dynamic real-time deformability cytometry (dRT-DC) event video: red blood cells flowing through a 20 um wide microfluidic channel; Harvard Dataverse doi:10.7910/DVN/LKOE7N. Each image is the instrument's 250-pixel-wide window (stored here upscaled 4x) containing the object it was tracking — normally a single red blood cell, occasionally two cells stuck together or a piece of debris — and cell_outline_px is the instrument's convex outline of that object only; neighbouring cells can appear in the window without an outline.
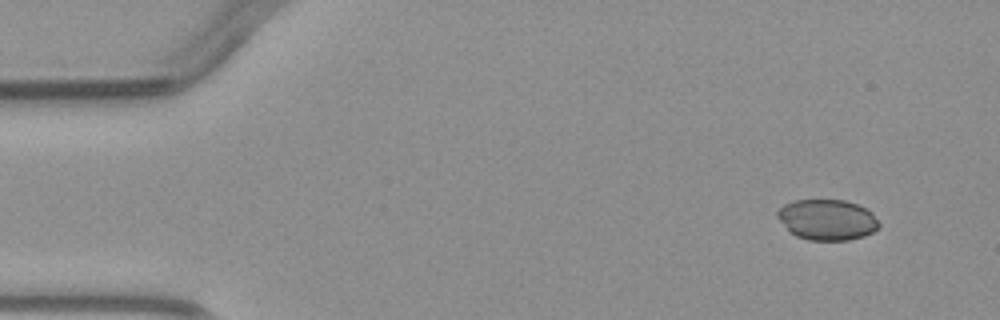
{"species": "common noctule bat (a hibernating species)", "species_latin": "Nyctalus noctula", "temperature_condition": "warm", "stored_images_in_passage": 3, "camera_frame_rate_fps": 3000, "um_per_image_px": 0.085, "animal": {"sex": "male", "body_mass_g": 23.1, "forearm_length_mm": 52.7}, "frame": {"image": 1, "passage_image": 1, "time_ms": 0.0, "image_size_px": [1000, 320], "cell_outline_px": [[880, 224], [872, 232], [864, 236], [848, 240], [808, 240], [796, 236], [788, 232], [776, 216], [776, 212], [784, 204], [796, 200], [844, 200], [856, 204], [872, 212]], "centroid_in_image_um": [70.27, 18.68], "position_along_channel_um": 14.7, "area_um2": 24.1}}